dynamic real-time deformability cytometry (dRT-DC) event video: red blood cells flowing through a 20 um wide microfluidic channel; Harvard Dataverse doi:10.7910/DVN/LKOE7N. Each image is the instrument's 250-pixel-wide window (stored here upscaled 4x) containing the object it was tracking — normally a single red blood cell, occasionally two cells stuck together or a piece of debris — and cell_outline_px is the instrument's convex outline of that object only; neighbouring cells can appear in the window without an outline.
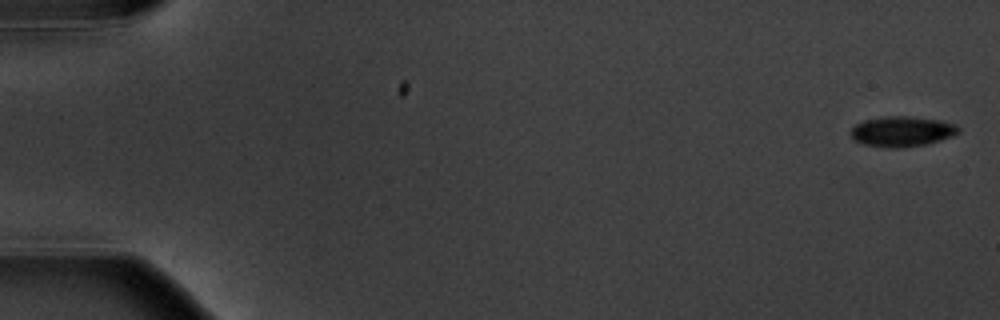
{"species": "common noctule bat (a hibernating species)", "species_latin": "Nyctalus noctula", "temperature_condition": "warm", "stored_images_in_passage": 6, "camera_frame_rate_fps": 3000, "um_per_image_px": 0.085, "animal": {"sex": "male", "body_mass_g": 20.1, "forearm_length_mm": 53.5}, "frame": {"image": 1, "passage_image": 1, "time_ms": 0.0, "image_size_px": [1000, 320], "cell_outline_px": [[960, 132], [952, 136], [928, 144], [896, 148], [888, 148], [864, 144], [852, 140], [848, 132], [856, 124], [864, 120], [884, 116], [908, 116], [940, 120], [956, 124], [960, 128]], "centroid_in_image_um": [76.65, 11.17], "position_along_channel_um": 8.4, "area_um2": 19.25}}
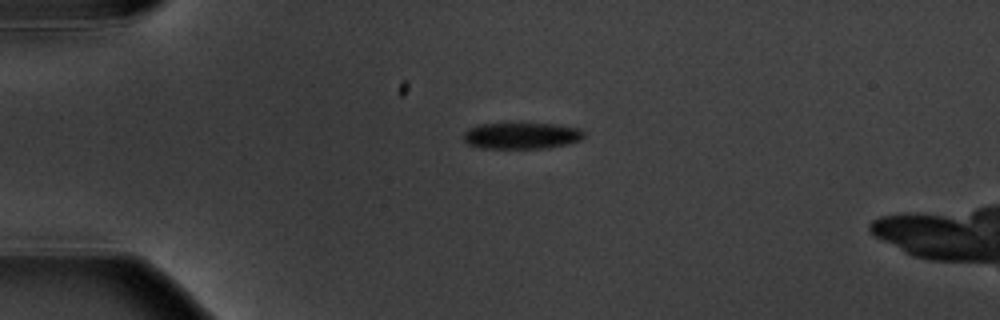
{"frame": {"image": 2, "passage_image": 4, "time_ms": 4.333, "image_size_px": [1000, 320], "cell_outline_px": [[584, 136], [580, 140], [568, 144], [548, 148], [484, 148], [468, 144], [464, 140], [464, 132], [468, 128], [476, 124], [560, 124], [580, 128], [584, 132]], "centroid_in_image_um": [44.36, 11.53], "position_along_channel_um": 40.6, "area_um2": 18.55}}